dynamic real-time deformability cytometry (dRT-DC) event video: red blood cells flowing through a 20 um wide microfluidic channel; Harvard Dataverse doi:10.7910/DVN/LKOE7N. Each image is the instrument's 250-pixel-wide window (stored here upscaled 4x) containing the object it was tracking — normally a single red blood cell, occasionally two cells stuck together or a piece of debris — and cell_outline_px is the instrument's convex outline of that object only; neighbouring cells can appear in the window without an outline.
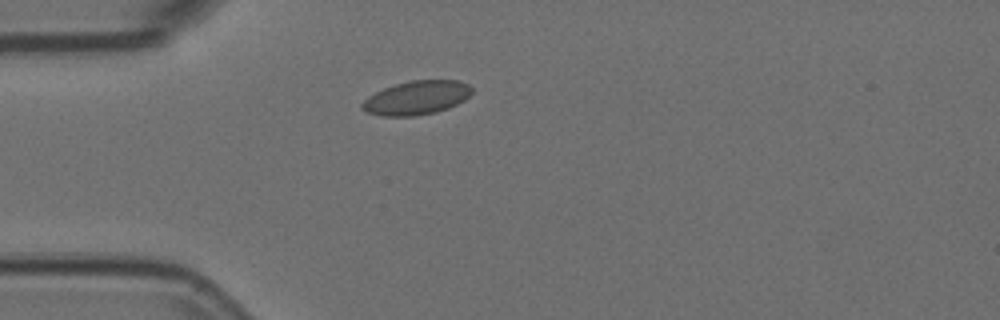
{"species": "Egyptian fruit bat (a non-hibernating species)", "species_latin": "Rousettus aegyptiacus", "temperature_condition": "room temperature", "stored_images_in_passage": 36, "camera_frame_rate_fps": 3000, "um_per_image_px": 0.085, "animal": {"sex": "female"}, "frame": {"image": 1, "passage_image": 1, "time_ms": 0.0, "image_size_px": [1000, 320], "cell_outline_px": [[472, 92], [464, 100], [448, 108], [436, 112], [416, 116], [380, 116], [364, 112], [360, 108], [360, 104], [368, 96], [384, 88], [396, 84], [412, 80], [460, 80], [468, 84], [472, 88]], "centroid_in_image_um": [35.38, 8.32], "position_along_channel_um": 49.6, "area_um2": 21.79}}
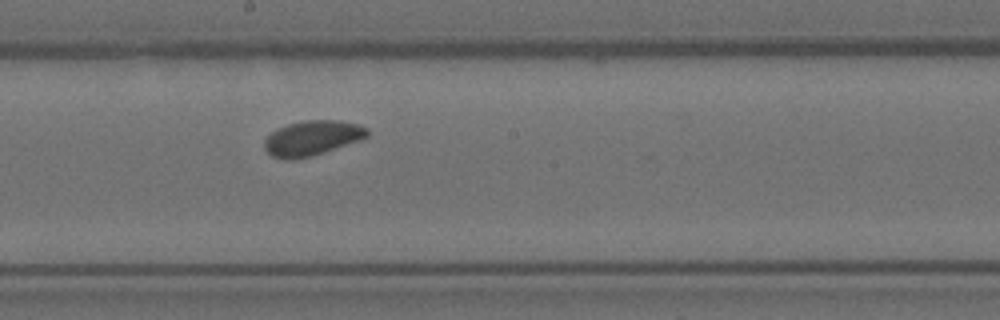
{"frame": {"image": 2, "passage_image": 16, "time_ms": 5.0, "image_size_px": [1000, 320], "cell_outline_px": [[368, 136], [360, 140], [312, 156], [292, 160], [284, 160], [272, 156], [264, 148], [264, 140], [272, 132], [288, 124], [304, 120], [340, 120], [360, 124], [368, 128]], "centroid_in_image_um": [26.55, 11.73], "position_along_channel_um": 221.7, "area_um2": 20.98}}
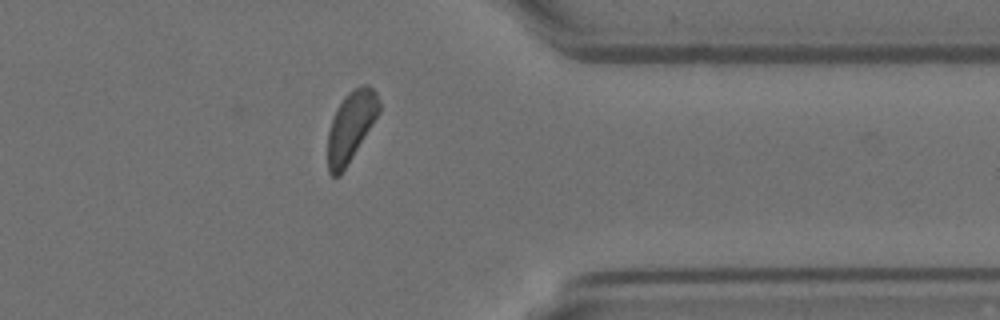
{"frame": {"image": 3, "passage_image": 30, "time_ms": 9.667, "image_size_px": [1000, 320], "cell_outline_px": [[380, 112], [340, 176], [332, 176], [328, 172], [328, 132], [336, 108], [344, 96], [352, 88], [360, 84], [368, 84], [376, 92], [380, 100]], "centroid_in_image_um": [29.83, 10.7], "position_along_channel_um": 381.6, "area_um2": 20.98}}